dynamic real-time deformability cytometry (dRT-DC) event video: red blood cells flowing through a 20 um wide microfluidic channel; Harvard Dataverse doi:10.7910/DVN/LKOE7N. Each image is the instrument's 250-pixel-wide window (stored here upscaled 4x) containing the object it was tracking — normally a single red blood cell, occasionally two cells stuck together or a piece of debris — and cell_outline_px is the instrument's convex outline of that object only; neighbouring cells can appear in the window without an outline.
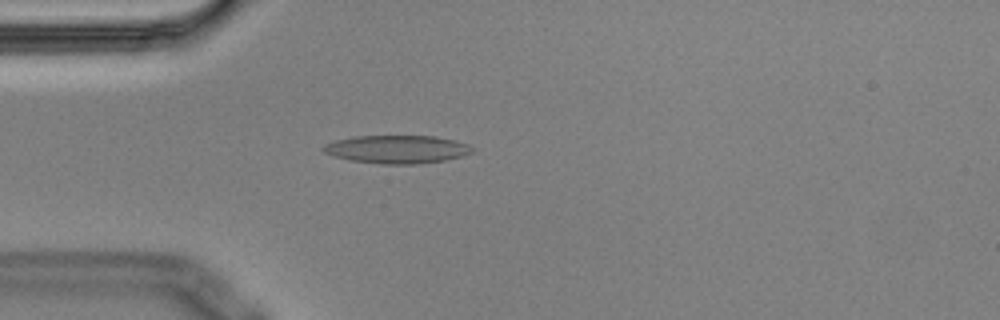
{"species": "Egyptian fruit bat (a non-hibernating species)", "species_latin": "Rousettus aegyptiacus", "temperature_condition": "cold", "stored_images_in_passage": 4, "camera_frame_rate_fps": 3000, "um_per_image_px": 0.085, "animal": {"sex": "male"}, "frame": {"image": 1, "passage_image": 4, "time_ms": 1.0, "image_size_px": [1000, 320], "cell_outline_px": [[472, 152], [464, 156], [444, 160], [416, 164], [384, 164], [352, 160], [332, 156], [324, 152], [320, 148], [324, 144], [336, 140], [356, 136], [436, 136], [468, 144], [472, 148]], "centroid_in_image_um": [33.72, 12.69], "position_along_channel_um": 51.3, "area_um2": 24.28}}